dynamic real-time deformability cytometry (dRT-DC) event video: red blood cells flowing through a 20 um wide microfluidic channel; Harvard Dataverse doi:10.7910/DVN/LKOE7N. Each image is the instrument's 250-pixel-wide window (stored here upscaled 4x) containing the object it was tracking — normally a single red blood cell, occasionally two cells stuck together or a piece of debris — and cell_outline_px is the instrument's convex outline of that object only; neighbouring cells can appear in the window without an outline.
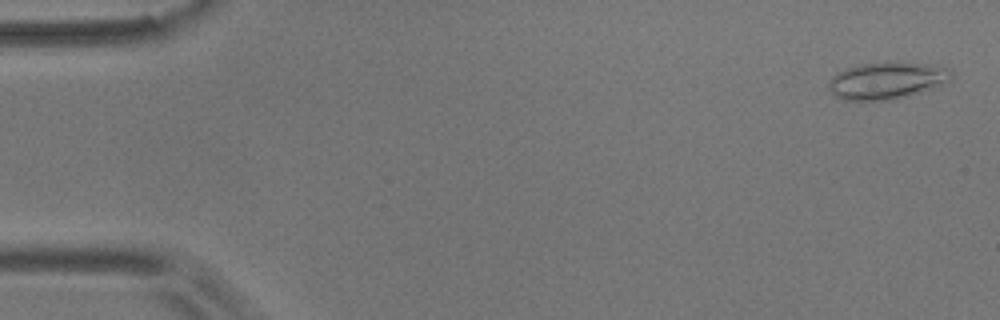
{"species": "common noctule bat (a hibernating species)", "species_latin": "Nyctalus noctula", "temperature_condition": "room temperature", "stored_images_in_passage": 55, "camera_frame_rate_fps": 3000, "um_per_image_px": 0.085, "animal": {"sex": "male", "body_mass_g": 17.9}, "frame": {"image": 1, "passage_image": 2, "time_ms": 0.333, "image_size_px": [1000, 320], "cell_outline_px": [[952, 76], [948, 80], [932, 88], [904, 96], [888, 100], [844, 100], [836, 96], [828, 88], [828, 80], [832, 76], [848, 68], [860, 64], [888, 60], [896, 60], [940, 64], [952, 68]], "centroid_in_image_um": [75.42, 6.78], "position_along_channel_um": 9.6, "area_um2": 26.93}}
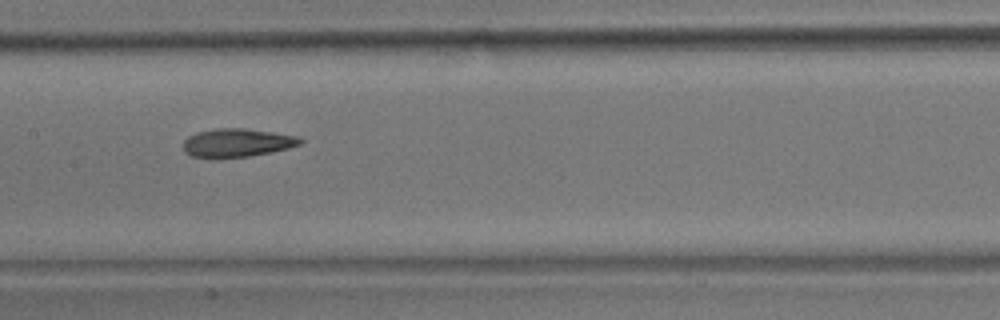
{"frame": {"image": 2, "passage_image": 27, "time_ms": 8.667, "image_size_px": [1000, 320], "cell_outline_px": [[304, 140], [300, 144], [288, 148], [272, 152], [248, 156], [192, 156], [184, 152], [184, 140], [188, 136], [196, 132], [216, 128], [244, 128], [300, 136]], "centroid_in_image_um": [20.19, 12.1], "position_along_channel_um": 187.2, "area_um2": 19.02}}
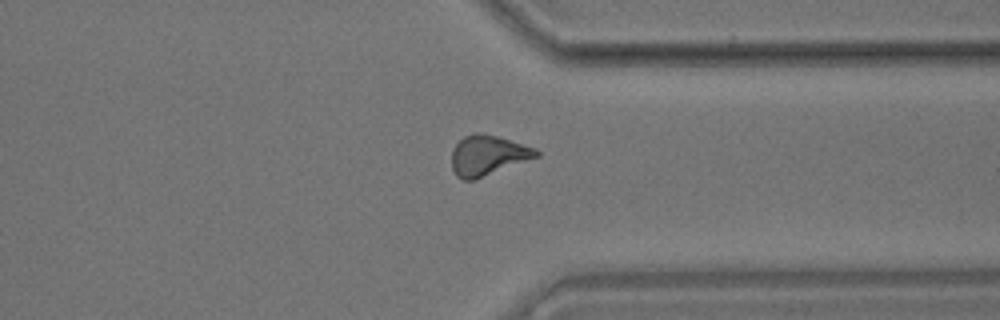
{"frame": {"image": 3, "passage_image": 42, "time_ms": 13.667, "image_size_px": [1000, 320], "cell_outline_px": [[540, 156], [472, 180], [464, 180], [456, 176], [452, 168], [452, 148], [464, 136], [476, 132], [484, 132], [536, 148], [540, 152]], "centroid_in_image_um": [41.46, 13.18], "position_along_channel_um": 369.9, "area_um2": 19.71}, "authors_computed_cell_mechanics": {"area_um2": 19.5942, "velocity_mm_per_s": 3.683, "shape_relaxation_time_tau1_ms": 8.6096, "shape_relaxation_time_tau2_ms": 3.6188, "deformation_change_tau1": 0.1999, "deformation_change_tau2": 0.1083}}